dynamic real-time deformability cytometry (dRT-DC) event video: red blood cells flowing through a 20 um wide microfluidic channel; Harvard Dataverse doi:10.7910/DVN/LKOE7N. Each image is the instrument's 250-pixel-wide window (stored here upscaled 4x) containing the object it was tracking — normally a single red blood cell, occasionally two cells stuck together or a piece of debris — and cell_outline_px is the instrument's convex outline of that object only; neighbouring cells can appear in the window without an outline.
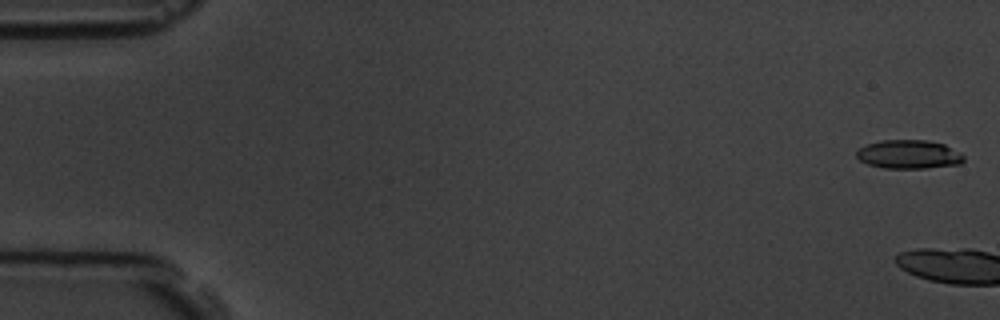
{"species": "common noctule bat (a hibernating species)", "species_latin": "Nyctalus noctula", "temperature_condition": "room temperature", "stored_images_in_passage": 6, "camera_frame_rate_fps": 3000, "um_per_image_px": 0.085, "animal": {"sex": "male", "body_mass_g": 19.5, "forearm_length_mm": 54.6}, "frame": {"image": 1, "passage_image": 1, "time_ms": 0.0, "image_size_px": [1000, 320], "cell_outline_px": [[964, 160], [960, 164], [924, 168], [884, 168], [868, 164], [860, 160], [856, 156], [856, 152], [860, 148], [868, 144], [880, 140], [928, 140], [944, 144], [960, 152], [964, 156]], "centroid_in_image_um": [77.26, 13.12], "position_along_channel_um": 7.7, "area_um2": 17.92}}